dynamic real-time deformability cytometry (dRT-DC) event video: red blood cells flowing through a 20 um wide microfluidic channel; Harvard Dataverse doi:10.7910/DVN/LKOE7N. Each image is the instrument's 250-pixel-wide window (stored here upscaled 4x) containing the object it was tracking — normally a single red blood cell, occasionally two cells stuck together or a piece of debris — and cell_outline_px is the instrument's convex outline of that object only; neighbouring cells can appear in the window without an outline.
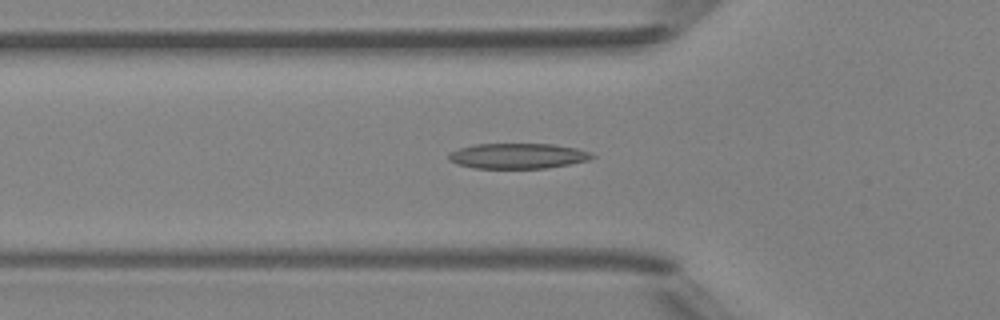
{"species": "Egyptian fruit bat (a non-hibernating species)", "species_latin": "Rousettus aegyptiacus", "temperature_condition": "room temperature", "stored_images_in_passage": 49, "camera_frame_rate_fps": 3000, "um_per_image_px": 0.085, "animal": {"sex": "female"}, "frame": {"image": 1, "passage_image": 17, "time_ms": 5.333, "image_size_px": [1000, 320], "cell_outline_px": [[596, 156], [588, 160], [548, 168], [476, 168], [456, 164], [448, 160], [448, 156], [452, 152], [460, 148], [476, 144], [552, 144], [576, 148], [592, 152]], "centroid_in_image_um": [44.03, 13.25], "position_along_channel_um": 81.8, "area_um2": 21.1}}
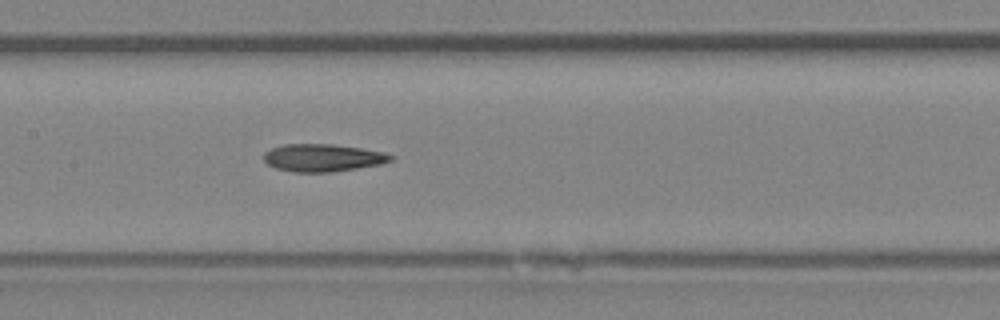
{"frame": {"image": 2, "passage_image": 24, "time_ms": 7.667, "image_size_px": [1000, 320], "cell_outline_px": [[396, 156], [392, 160], [384, 164], [332, 172], [292, 172], [276, 168], [268, 164], [264, 160], [264, 152], [272, 148], [284, 144], [332, 144], [360, 148], [384, 152]], "centroid_in_image_um": [27.47, 13.41], "position_along_channel_um": 179.9, "area_um2": 20.52}}
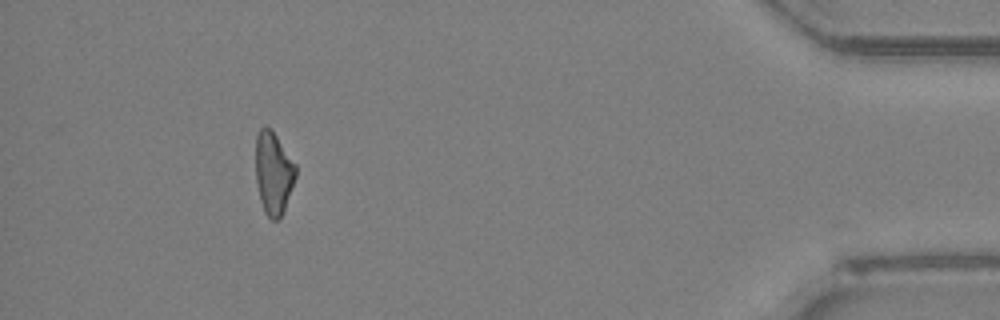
{"frame": {"image": 3, "passage_image": 45, "time_ms": 14.667, "image_size_px": [1000, 320], "cell_outline_px": [[296, 176], [284, 212], [276, 220], [272, 220], [264, 212], [260, 200], [256, 180], [256, 136], [260, 128], [272, 128], [296, 164]], "centroid_in_image_um": [23.25, 14.7], "position_along_channel_um": 411.9, "area_um2": 19.36}, "authors_computed_cell_mechanics": {"area_um2": 20.3456, "velocity_mm_per_s": 4.2267, "shape_relaxation_time_tau1_ms": null, "shape_relaxation_time_tau2_ms": 4.0388, "deformation_change_tau1": null, "deformation_change_tau2": 0.1513}}